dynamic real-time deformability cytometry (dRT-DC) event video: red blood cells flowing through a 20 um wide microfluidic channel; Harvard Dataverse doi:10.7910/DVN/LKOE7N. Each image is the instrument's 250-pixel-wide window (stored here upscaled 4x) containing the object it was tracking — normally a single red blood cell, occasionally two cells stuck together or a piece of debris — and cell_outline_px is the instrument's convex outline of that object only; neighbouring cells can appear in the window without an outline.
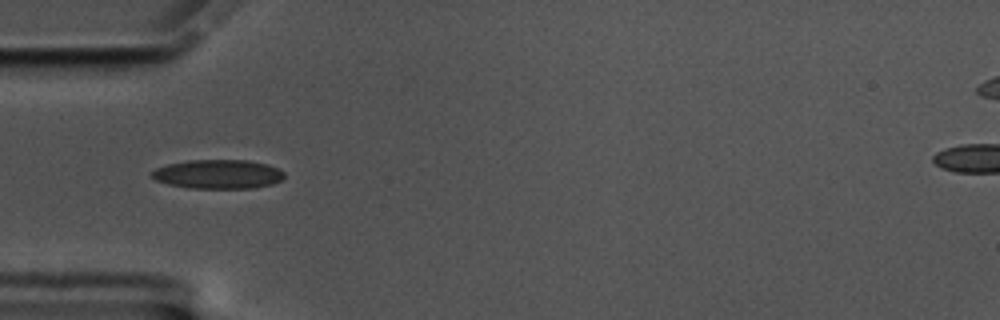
{"species": "common noctule bat (a hibernating species)", "species_latin": "Nyctalus noctula", "temperature_condition": "cold", "stored_images_in_passage": 42, "camera_frame_rate_fps": 3000, "um_per_image_px": 0.085, "animal": {"sex": "male", "body_mass_g": 17.5, "forearm_length_mm": 52.3}, "frame": {"image": 1, "passage_image": 1, "time_ms": 0.0, "image_size_px": [1000, 320], "cell_outline_px": [[284, 176], [280, 180], [272, 184], [252, 188], [188, 188], [168, 184], [156, 180], [152, 176], [152, 172], [156, 168], [168, 164], [188, 160], [248, 160], [268, 164], [284, 172]], "centroid_in_image_um": [18.53, 14.8], "position_along_channel_um": 66.5, "area_um2": 22.37}}
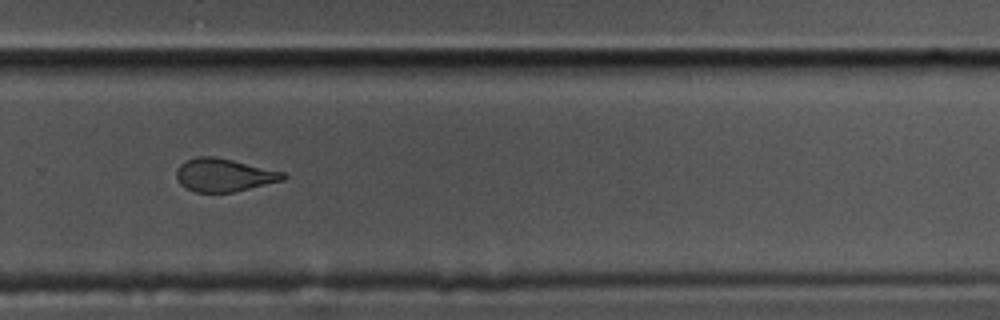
{"frame": {"image": 2, "passage_image": 23, "time_ms": 7.333, "image_size_px": [1000, 320], "cell_outline_px": [[288, 176], [284, 180], [232, 192], [196, 192], [180, 184], [176, 176], [176, 172], [180, 164], [196, 156], [212, 156], [232, 160], [284, 172]], "centroid_in_image_um": [19.04, 14.87], "position_along_channel_um": 310.8, "area_um2": 20.29}}
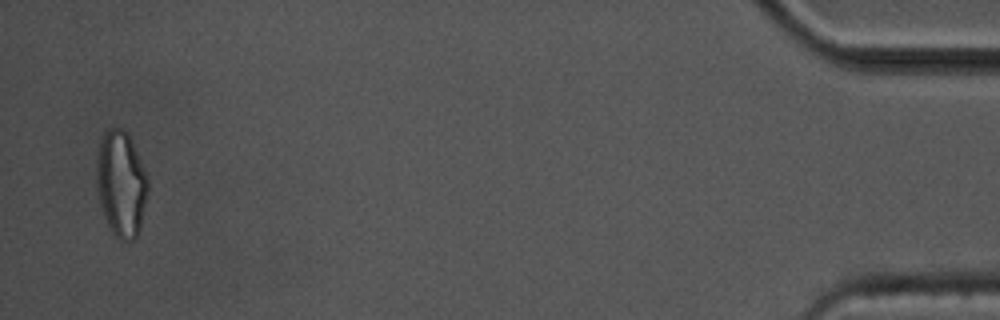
{"frame": {"image": 3, "passage_image": 41, "time_ms": 13.333, "image_size_px": [1000, 320], "cell_outline_px": [[148, 192], [140, 228], [136, 240], [120, 240], [112, 232], [104, 216], [96, 188], [96, 156], [100, 140], [104, 132], [108, 128], [124, 128], [128, 132], [132, 140], [148, 176]], "centroid_in_image_um": [10.3, 15.59], "position_along_channel_um": 424.9, "area_um2": 32.19}, "authors_computed_cell_mechanics": {"area_um2": 22.0218, "velocity_mm_per_s": 3.3389, "shape_relaxation_time_tau1_ms": null, "shape_relaxation_time_tau2_ms": 3.2338, "deformation_change_tau1": null, "deformation_change_tau2": 0.0937}}